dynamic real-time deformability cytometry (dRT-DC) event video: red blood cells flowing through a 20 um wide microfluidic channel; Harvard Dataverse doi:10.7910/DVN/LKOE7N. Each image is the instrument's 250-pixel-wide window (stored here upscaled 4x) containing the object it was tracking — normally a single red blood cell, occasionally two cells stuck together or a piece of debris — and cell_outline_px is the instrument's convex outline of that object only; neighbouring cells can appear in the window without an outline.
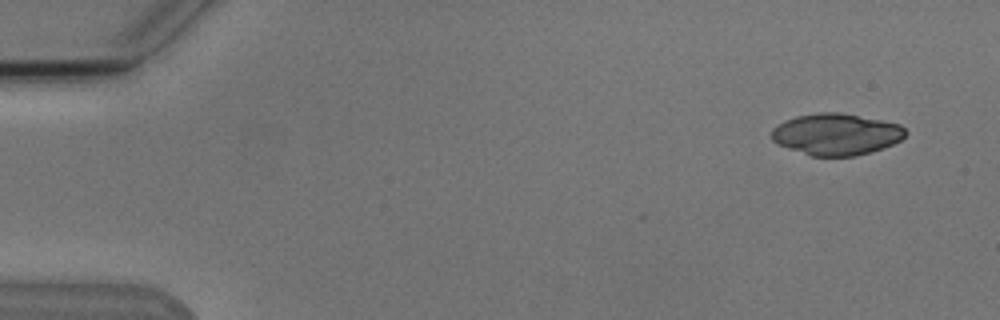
{"species": "Egyptian fruit bat (a non-hibernating species)", "species_latin": "Rousettus aegyptiacus", "temperature_condition": "cold", "stored_images_in_passage": 5, "camera_frame_rate_fps": 3000, "um_per_image_px": 0.085, "animal": {"sex": "male"}, "frame": {"image": 1, "passage_image": 1, "time_ms": 0.0, "image_size_px": [1000, 320], "cell_outline_px": [[908, 132], [900, 140], [884, 148], [872, 152], [856, 156], [812, 156], [776, 144], [772, 140], [772, 128], [796, 116], [820, 112], [840, 112], [900, 124]], "centroid_in_image_um": [71.1, 11.42], "position_along_channel_um": 13.9, "area_um2": 32.37}}
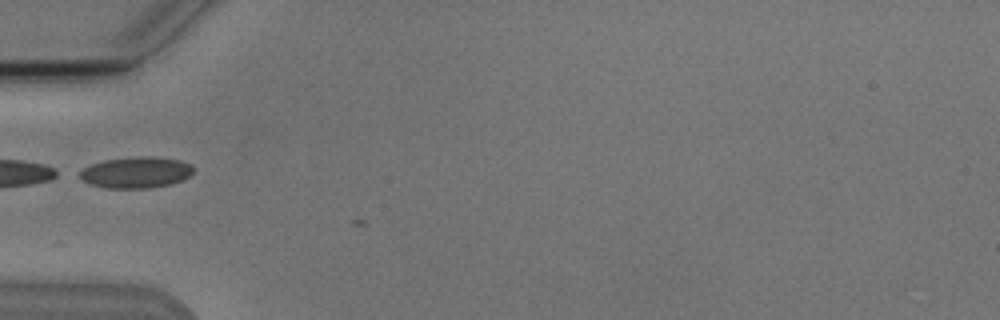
{"frame": {"image": 2, "passage_image": 5, "time_ms": 5.0, "image_size_px": [1000, 320], "cell_outline_px": [[196, 168], [184, 180], [168, 184], [148, 188], [104, 188], [88, 184], [80, 176], [80, 172], [84, 168], [92, 164], [104, 160], [136, 156], [156, 156], [180, 160], [192, 164]], "centroid_in_image_um": [11.6, 14.64], "position_along_channel_um": 73.4, "area_um2": 20.81}}